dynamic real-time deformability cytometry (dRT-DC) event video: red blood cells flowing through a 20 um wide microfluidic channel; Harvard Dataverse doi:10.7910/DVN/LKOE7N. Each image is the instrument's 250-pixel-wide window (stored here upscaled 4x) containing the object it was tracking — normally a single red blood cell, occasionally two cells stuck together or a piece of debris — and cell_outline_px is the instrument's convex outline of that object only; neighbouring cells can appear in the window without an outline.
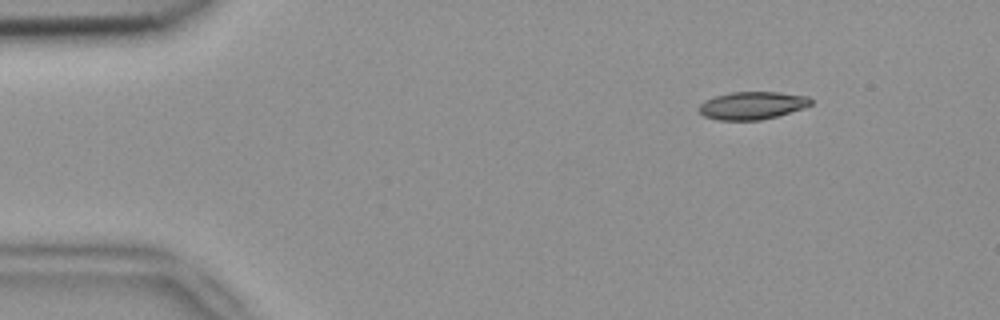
{"species": "common noctule bat (a hibernating species)", "species_latin": "Nyctalus noctula", "temperature_condition": "room temperature", "stored_images_in_passage": 3, "camera_frame_rate_fps": 3000, "um_per_image_px": 0.085, "animal": {"sex": "female", "body_mass_g": 18.4}, "frame": {"image": 1, "passage_image": 1, "time_ms": 0.0, "image_size_px": [1000, 320], "cell_outline_px": [[812, 104], [804, 108], [776, 116], [760, 120], [716, 120], [704, 116], [700, 112], [700, 104], [704, 100], [728, 92], [780, 92], [808, 96], [812, 100]], "centroid_in_image_um": [63.94, 8.96], "position_along_channel_um": 21.1, "area_um2": 18.09}}